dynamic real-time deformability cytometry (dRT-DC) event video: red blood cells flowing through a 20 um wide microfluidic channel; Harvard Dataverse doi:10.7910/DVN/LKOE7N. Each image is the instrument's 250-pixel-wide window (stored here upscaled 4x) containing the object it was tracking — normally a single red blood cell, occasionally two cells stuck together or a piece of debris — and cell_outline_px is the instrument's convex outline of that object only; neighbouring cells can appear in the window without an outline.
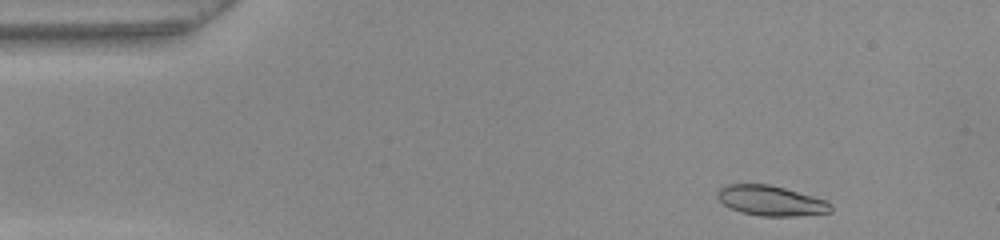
{"species": "common noctule bat (a hibernating species)", "species_latin": "Nyctalus noctula", "temperature_condition": "warm", "stored_images_in_passage": 48, "camera_frame_rate_fps": 3000, "um_per_image_px": 0.085, "animal": {"sex": "female", "body_mass_g": 22.0, "forearm_length_mm": 56.7}, "frame": {"image": 1, "passage_image": 2, "time_ms": 0.333, "image_size_px": [1000, 240], "cell_outline_px": [[832, 212], [796, 216], [760, 216], [740, 212], [724, 204], [716, 196], [716, 192], [724, 184], [768, 184], [784, 188], [828, 200], [832, 204]], "centroid_in_image_um": [65.54, 17.06], "position_along_channel_um": 19.5, "area_um2": 20.0}}
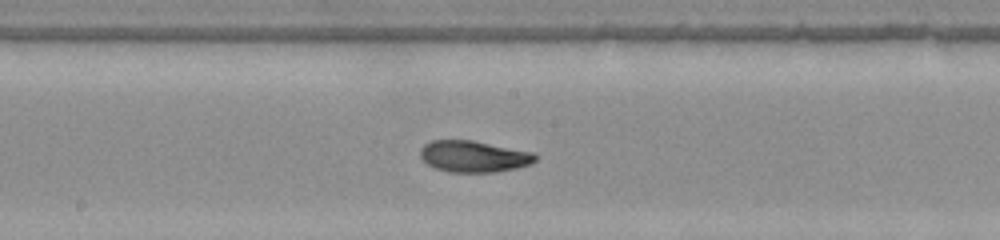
{"frame": {"image": 2, "passage_image": 23, "time_ms": 7.333, "image_size_px": [1000, 240], "cell_outline_px": [[536, 160], [532, 164], [516, 168], [496, 172], [448, 172], [436, 168], [428, 164], [420, 156], [420, 148], [424, 144], [432, 140], [472, 140], [532, 152], [536, 156]], "centroid_in_image_um": [40.26, 13.29], "position_along_channel_um": 207.9, "area_um2": 21.04}}
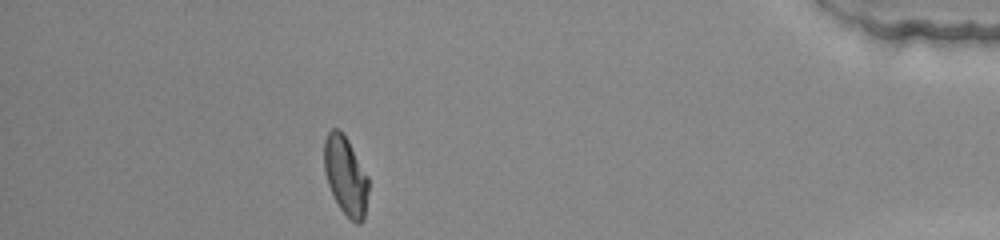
{"frame": {"image": 3, "passage_image": 42, "time_ms": 13.667, "image_size_px": [1000, 240], "cell_outline_px": [[368, 192], [364, 220], [360, 224], [356, 224], [340, 208], [328, 184], [324, 172], [324, 140], [328, 132], [332, 128], [340, 128], [348, 140], [368, 176]], "centroid_in_image_um": [29.38, 14.91], "position_along_channel_um": 405.8, "area_um2": 20.29}, "authors_computed_cell_mechanics": {"area_um2": 20.519, "velocity_mm_per_s": 3.9518, "shape_relaxation_time_tau1_ms": 4.9175, "shape_relaxation_time_tau2_ms": 2.5733, "deformation_change_tau1": 0.1914, "deformation_change_tau2": 0.0731}}